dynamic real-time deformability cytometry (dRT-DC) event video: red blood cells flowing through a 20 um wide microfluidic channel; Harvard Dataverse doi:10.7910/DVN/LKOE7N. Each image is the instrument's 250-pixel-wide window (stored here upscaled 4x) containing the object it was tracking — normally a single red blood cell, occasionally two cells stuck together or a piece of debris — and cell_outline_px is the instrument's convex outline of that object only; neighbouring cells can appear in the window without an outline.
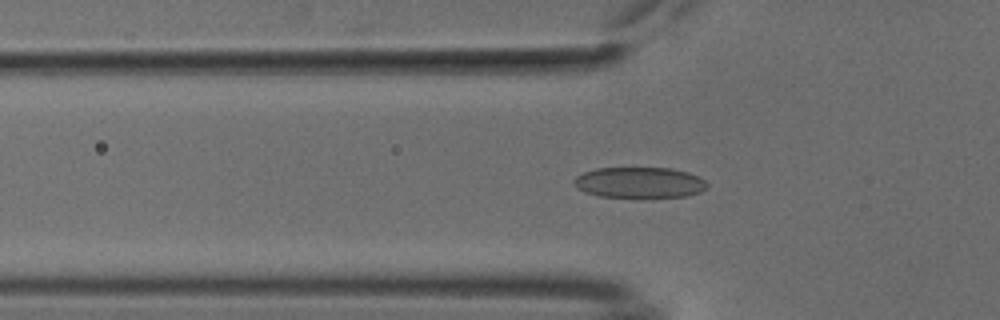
{"species": "common noctule bat (a hibernating species)", "species_latin": "Nyctalus noctula", "temperature_condition": "cold", "stored_images_in_passage": 53, "camera_frame_rate_fps": 3000, "um_per_image_px": 0.085, "animal": {"sex": "male", "body_mass_g": 18.8}, "frame": {"image": 1, "passage_image": 18, "time_ms": 5.667, "image_size_px": [1000, 320], "cell_outline_px": [[708, 188], [700, 192], [688, 196], [600, 196], [584, 192], [576, 188], [572, 184], [572, 180], [576, 176], [584, 172], [596, 168], [672, 168], [688, 172], [704, 180], [708, 184]], "centroid_in_image_um": [54.33, 15.5], "position_along_channel_um": 71.5, "area_um2": 23.76}}
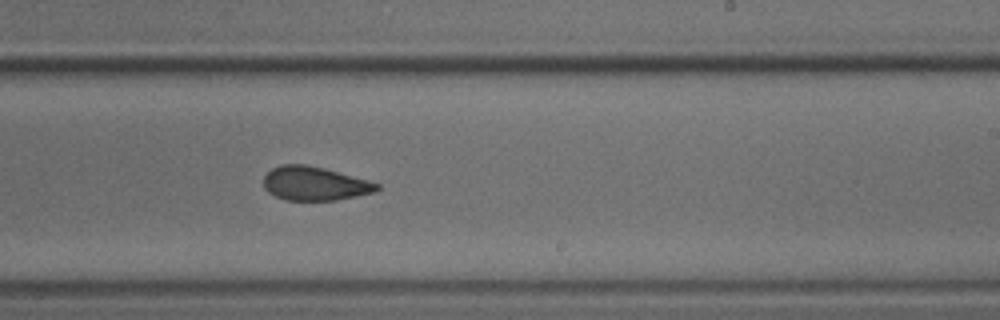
{"frame": {"image": 2, "passage_image": 33, "time_ms": 10.667, "image_size_px": [1000, 320], "cell_outline_px": [[380, 188], [376, 192], [336, 200], [284, 200], [268, 192], [264, 188], [264, 176], [272, 168], [280, 164], [304, 164], [324, 168], [368, 180], [380, 184]], "centroid_in_image_um": [26.75, 15.6], "position_along_channel_um": 262.3, "area_um2": 22.37}}
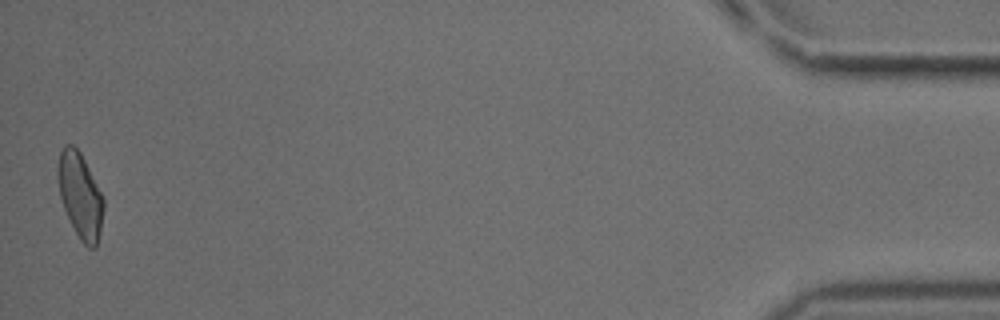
{"frame": {"image": 3, "passage_image": 53, "time_ms": 17.333, "image_size_px": [1000, 320], "cell_outline_px": [[104, 208], [100, 232], [96, 248], [88, 248], [80, 240], [64, 208], [60, 196], [56, 176], [56, 172], [60, 152], [64, 144], [72, 144], [80, 152], [104, 200]], "centroid_in_image_um": [6.8, 16.62], "position_along_channel_um": 428.4, "area_um2": 22.48}, "authors_computed_cell_mechanics": {"area_um2": 23.5824, "velocity_mm_per_s": 3.802, "shape_relaxation_time_tau1_ms": 4.2311, "shape_relaxation_time_tau2_ms": 1.7636, "deformation_change_tau1": 0.1182, "deformation_change_tau2": 0.0671}}